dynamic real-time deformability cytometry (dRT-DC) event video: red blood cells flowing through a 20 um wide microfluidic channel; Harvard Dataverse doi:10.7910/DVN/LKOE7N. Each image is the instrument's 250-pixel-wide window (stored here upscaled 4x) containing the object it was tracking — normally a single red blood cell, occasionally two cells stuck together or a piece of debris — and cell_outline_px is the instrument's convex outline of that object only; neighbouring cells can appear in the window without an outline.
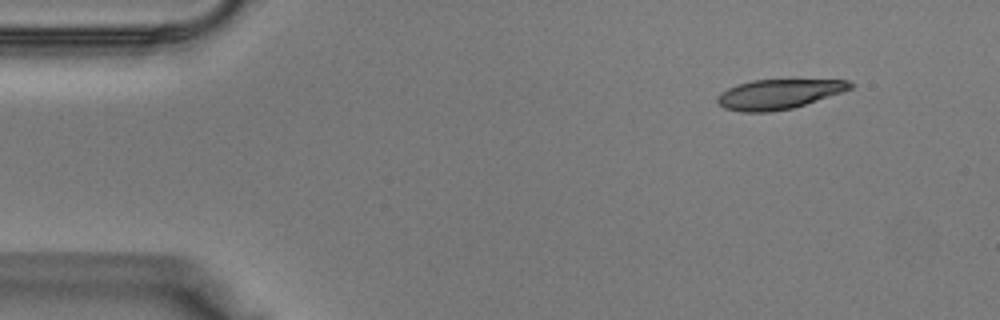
{"species": "Egyptian fruit bat (a non-hibernating species)", "species_latin": "Rousettus aegyptiacus", "temperature_condition": "warm", "stored_images_in_passage": 35, "camera_frame_rate_fps": 3000, "um_per_image_px": 0.085, "animal": {"sex": "male"}, "frame": {"image": 1, "passage_image": 1, "time_ms": 0.0, "image_size_px": [1000, 320], "cell_outline_px": [[856, 84], [852, 88], [792, 108], [768, 112], [740, 112], [724, 108], [716, 100], [716, 96], [720, 92], [736, 84], [752, 80], [848, 80]], "centroid_in_image_um": [66.13, 8.0], "position_along_channel_um": 18.9, "area_um2": 22.83}}
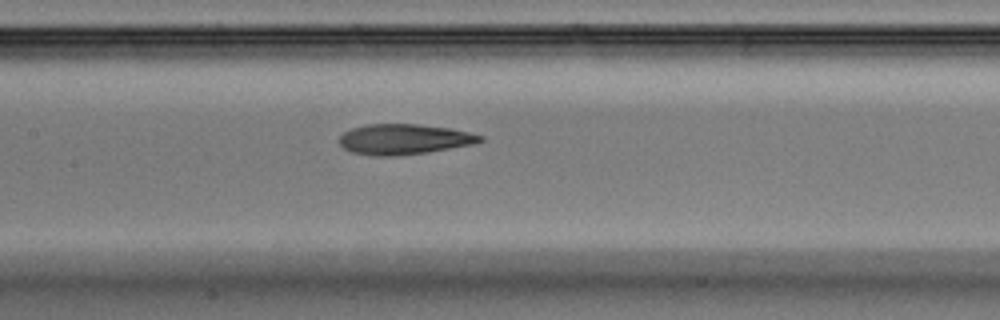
{"frame": {"image": 2, "passage_image": 15, "time_ms": 4.667, "image_size_px": [1000, 320], "cell_outline_px": [[484, 140], [472, 144], [428, 152], [396, 156], [372, 156], [352, 152], [344, 148], [340, 144], [340, 136], [344, 132], [352, 128], [364, 124], [416, 124], [452, 128], [484, 136]], "centroid_in_image_um": [34.33, 11.83], "position_along_channel_um": 173.1, "area_um2": 24.97}}
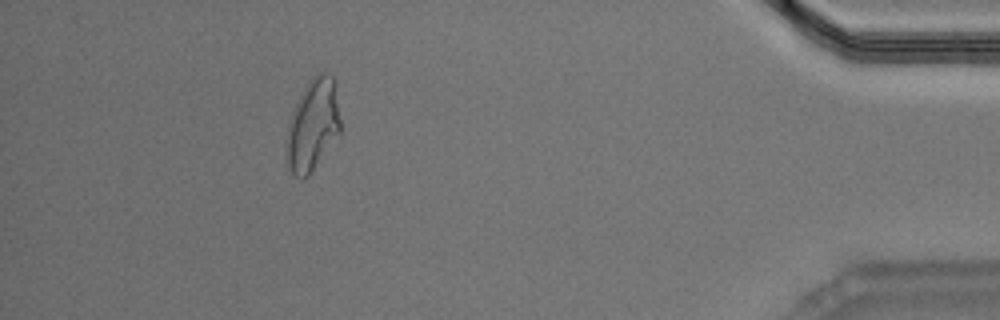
{"frame": {"image": 3, "passage_image": 32, "time_ms": 10.333, "image_size_px": [1000, 320], "cell_outline_px": [[340, 132], [308, 176], [296, 176], [292, 172], [288, 164], [288, 124], [296, 104], [304, 88], [312, 76], [316, 72], [328, 72], [336, 80], [340, 120]], "centroid_in_image_um": [26.64, 10.53], "position_along_channel_um": 408.6, "area_um2": 28.21}}